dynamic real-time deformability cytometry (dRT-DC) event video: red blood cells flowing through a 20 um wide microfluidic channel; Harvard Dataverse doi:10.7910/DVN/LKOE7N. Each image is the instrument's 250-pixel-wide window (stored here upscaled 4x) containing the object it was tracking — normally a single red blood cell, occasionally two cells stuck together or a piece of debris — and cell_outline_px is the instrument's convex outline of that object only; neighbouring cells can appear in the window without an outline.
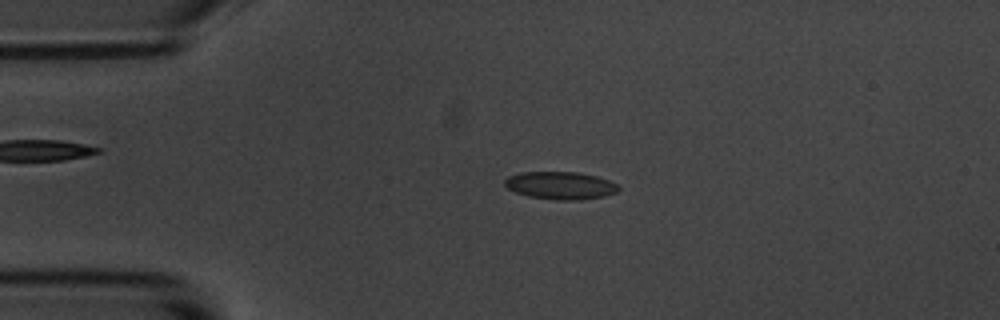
{"species": "common noctule bat (a hibernating species)", "species_latin": "Nyctalus noctula", "temperature_condition": "room temperature", "stored_images_in_passage": 45, "camera_frame_rate_fps": 3000, "um_per_image_px": 0.085, "animal": {"sex": "male", "body_mass_g": 20.1, "forearm_length_mm": 53.5}, "frame": {"image": 1, "passage_image": 1, "time_ms": 0.0, "image_size_px": [1000, 320], "cell_outline_px": [[620, 188], [616, 192], [604, 196], [580, 200], [556, 200], [528, 196], [516, 192], [508, 188], [504, 184], [504, 180], [508, 176], [520, 172], [580, 172], [596, 176], [608, 180], [616, 184]], "centroid_in_image_um": [47.62, 15.76], "position_along_channel_um": 37.4, "area_um2": 18.32}}
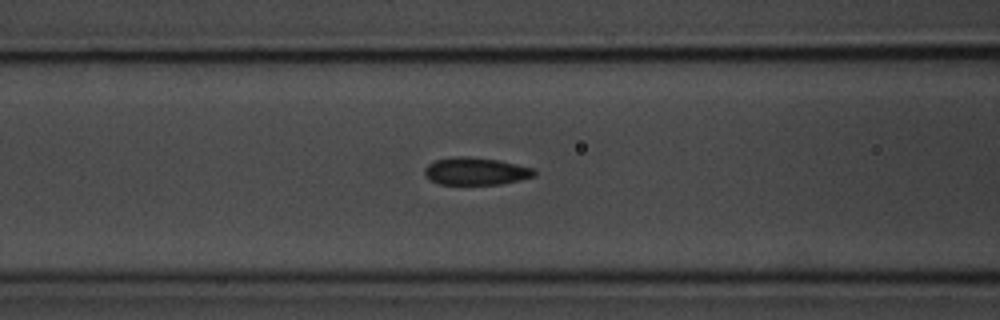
{"frame": {"image": 2, "passage_image": 11, "time_ms": 3.333, "image_size_px": [1000, 320], "cell_outline_px": [[536, 176], [520, 180], [500, 184], [440, 184], [424, 176], [424, 168], [428, 164], [436, 160], [456, 156], [468, 156], [500, 160], [532, 168], [536, 172]], "centroid_in_image_um": [40.44, 14.55], "position_along_channel_um": 126.2, "area_um2": 17.57}}
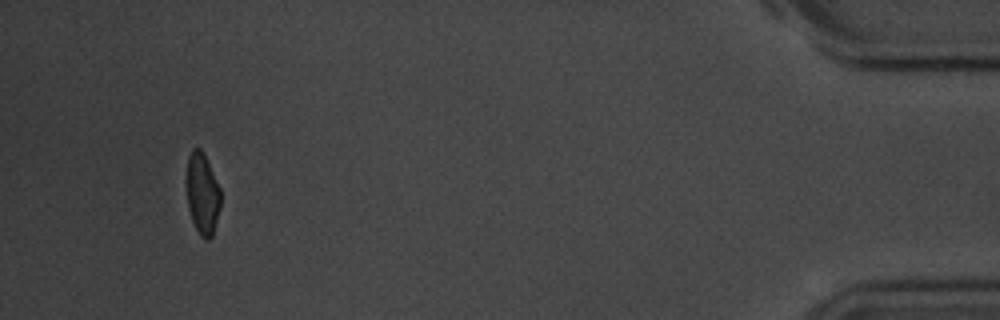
{"frame": {"image": 3, "passage_image": 42, "time_ms": 13.667, "image_size_px": [1000, 320], "cell_outline_px": [[220, 208], [212, 236], [208, 240], [204, 240], [200, 236], [192, 220], [188, 208], [184, 180], [188, 156], [192, 148], [200, 148], [204, 152], [220, 188]], "centroid_in_image_um": [17.17, 16.43], "position_along_channel_um": 418.0, "area_um2": 16.7}, "authors_computed_cell_mechanics": {"area_um2": 17.918, "velocity_mm_per_s": 3.5363, "shape_relaxation_time_tau1_ms": 5.6018, "shape_relaxation_time_tau2_ms": 2.5595, "deformation_change_tau1": 0.1194, "deformation_change_tau2": 0.0646}}